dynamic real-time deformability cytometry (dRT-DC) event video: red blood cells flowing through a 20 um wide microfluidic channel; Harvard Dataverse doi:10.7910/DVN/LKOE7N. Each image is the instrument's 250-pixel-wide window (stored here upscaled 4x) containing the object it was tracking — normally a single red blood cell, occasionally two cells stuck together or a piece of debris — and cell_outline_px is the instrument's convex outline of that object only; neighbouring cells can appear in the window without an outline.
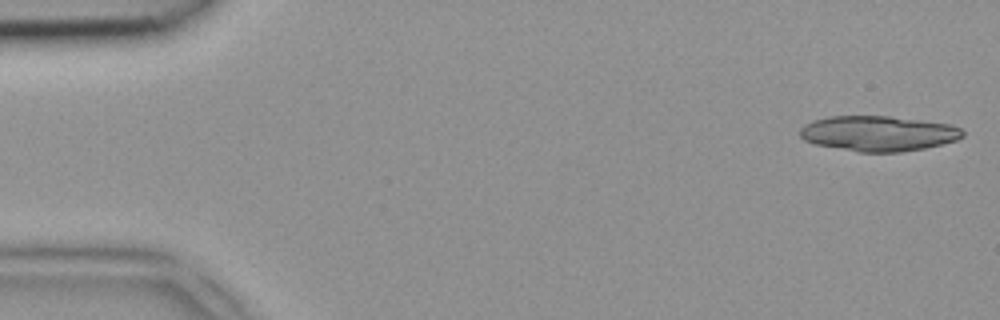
{"species": "common noctule bat (a hibernating species)", "species_latin": "Nyctalus noctula", "temperature_condition": "room temperature", "stored_images_in_passage": 9, "camera_frame_rate_fps": 3000, "um_per_image_px": 0.085, "animal": {"sex": "female", "body_mass_g": 18.4}, "frame": {"image": 1, "passage_image": 1, "time_ms": 0.0, "image_size_px": [1000, 320], "cell_outline_px": [[964, 136], [956, 140], [924, 148], [900, 152], [860, 152], [816, 144], [804, 140], [800, 136], [800, 128], [804, 124], [812, 120], [828, 116], [892, 116], [948, 124], [960, 128], [964, 132]], "centroid_in_image_um": [74.63, 11.33], "position_along_channel_um": 10.4, "area_um2": 33.35}}